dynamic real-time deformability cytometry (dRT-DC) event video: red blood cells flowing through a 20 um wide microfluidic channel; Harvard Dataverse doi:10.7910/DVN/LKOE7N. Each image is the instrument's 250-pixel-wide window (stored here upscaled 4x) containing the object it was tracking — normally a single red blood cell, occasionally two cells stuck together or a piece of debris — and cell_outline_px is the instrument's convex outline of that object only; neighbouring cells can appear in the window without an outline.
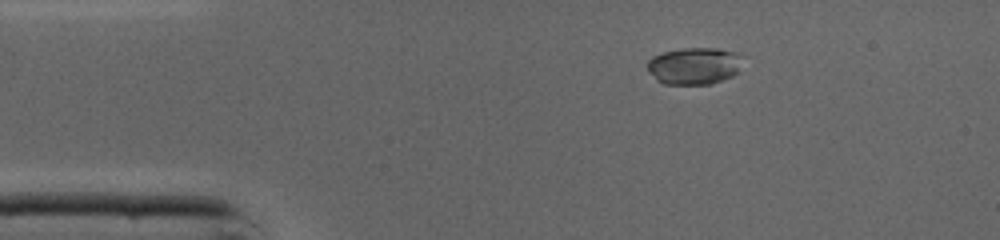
{"species": "common noctule bat (a hibernating species)", "species_latin": "Nyctalus noctula", "temperature_condition": "cold", "stored_images_in_passage": 15, "camera_frame_rate_fps": 3000, "um_per_image_px": 0.085, "animal": {"sex": "male", "body_mass_g": 19.0, "forearm_length_mm": 50.8}, "frame": {"image": 1, "passage_image": 7, "time_ms": 2.0, "image_size_px": [1000, 240], "cell_outline_px": [[740, 56], [736, 72], [732, 76], [712, 84], [664, 84], [656, 80], [648, 68], [648, 60], [652, 56], [664, 52], [684, 48], [720, 48], [736, 52]], "centroid_in_image_um": [58.97, 5.6], "position_along_channel_um": 26.0, "area_um2": 20.29}}
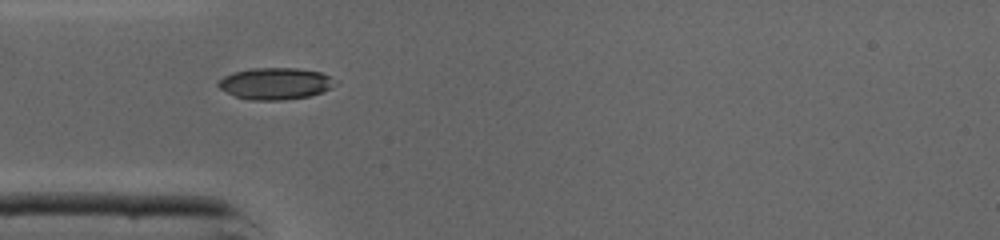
{"frame": {"image": 2, "passage_image": 13, "time_ms": 4.0, "image_size_px": [1000, 240], "cell_outline_px": [[336, 84], [332, 88], [324, 92], [308, 96], [280, 100], [248, 100], [236, 96], [220, 88], [216, 84], [224, 76], [232, 72], [252, 68], [296, 68], [320, 72], [328, 76]], "centroid_in_image_um": [23.39, 7.1], "position_along_channel_um": 61.6, "area_um2": 21.44}}